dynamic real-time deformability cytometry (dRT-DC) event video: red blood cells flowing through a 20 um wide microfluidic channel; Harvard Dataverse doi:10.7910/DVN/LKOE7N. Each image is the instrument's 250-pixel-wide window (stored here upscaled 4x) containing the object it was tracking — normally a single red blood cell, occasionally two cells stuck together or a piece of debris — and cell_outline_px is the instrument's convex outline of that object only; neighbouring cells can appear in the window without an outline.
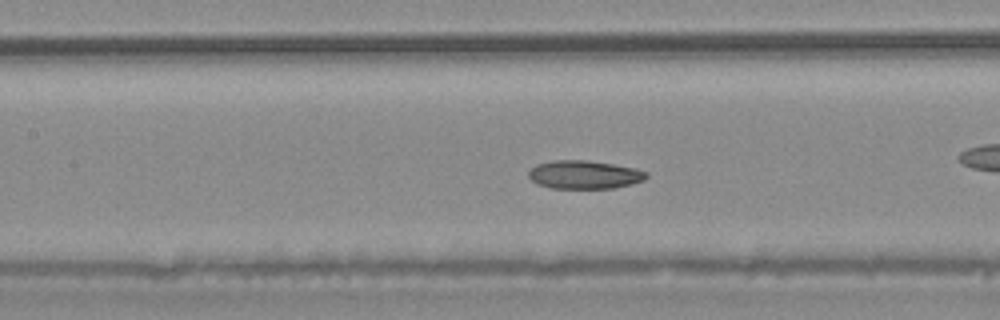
{"species": "common noctule bat (a hibernating species)", "species_latin": "Nyctalus noctula", "temperature_condition": "warm", "stored_images_in_passage": 38, "camera_frame_rate_fps": 3000, "um_per_image_px": 0.085, "animal": {"sex": "male", "body_mass_g": 20.4}, "frame": {"image": 1, "passage_image": 12, "time_ms": 3.667, "image_size_px": [1000, 320], "cell_outline_px": [[648, 176], [644, 180], [632, 184], [612, 188], [552, 188], [536, 184], [528, 176], [528, 168], [536, 164], [552, 160], [588, 160], [636, 168], [648, 172]], "centroid_in_image_um": [49.64, 14.84], "position_along_channel_um": 157.8, "area_um2": 19.65}}